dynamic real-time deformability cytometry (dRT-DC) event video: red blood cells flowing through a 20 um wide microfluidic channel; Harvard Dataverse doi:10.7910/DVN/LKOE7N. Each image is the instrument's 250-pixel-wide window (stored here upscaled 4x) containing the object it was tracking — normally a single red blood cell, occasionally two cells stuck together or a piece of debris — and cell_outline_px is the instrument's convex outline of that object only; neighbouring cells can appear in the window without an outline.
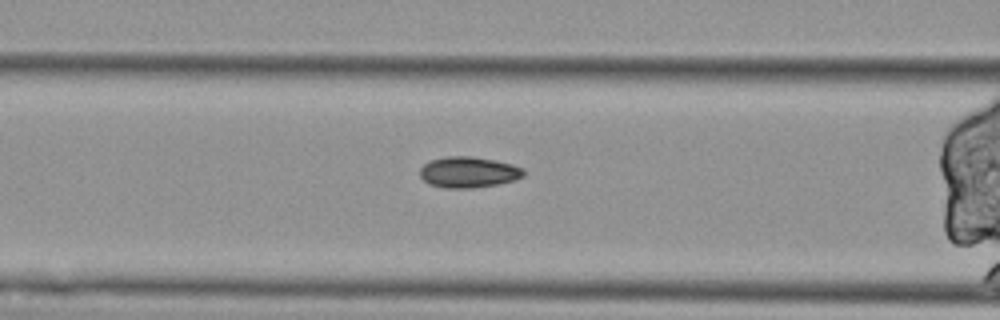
{"species": "Egyptian fruit bat (a non-hibernating species)", "species_latin": "Rousettus aegyptiacus", "temperature_condition": "cold", "stored_images_in_passage": 44, "segment_of_instrument_passage": [2, 2], "camera_frame_rate_fps": 3000, "um_per_image_px": 0.085, "animal": {"sex": "female"}, "frame": {"image": 1, "passage_image": 17, "time_ms": 5.333, "image_size_px": [1000, 320], "cell_outline_px": [[524, 176], [516, 180], [496, 184], [472, 188], [444, 188], [428, 184], [420, 176], [420, 168], [428, 160], [448, 156], [472, 156], [496, 160], [512, 164], [524, 168]], "centroid_in_image_um": [39.82, 14.63], "position_along_channel_um": 126.8, "area_um2": 18.9}}
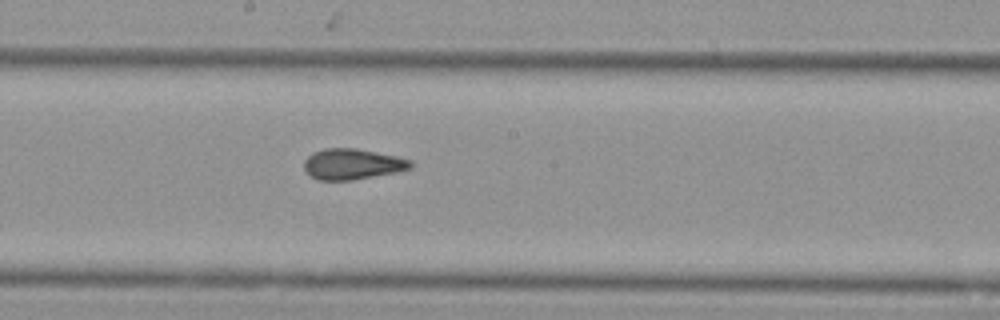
{"frame": {"image": 2, "passage_image": 25, "time_ms": 8.0, "image_size_px": [1000, 320], "cell_outline_px": [[412, 168], [396, 172], [352, 180], [316, 180], [304, 168], [304, 160], [312, 152], [324, 148], [356, 148], [396, 156], [412, 160]], "centroid_in_image_um": [29.94, 13.94], "position_along_channel_um": 218.3, "area_um2": 19.07}}
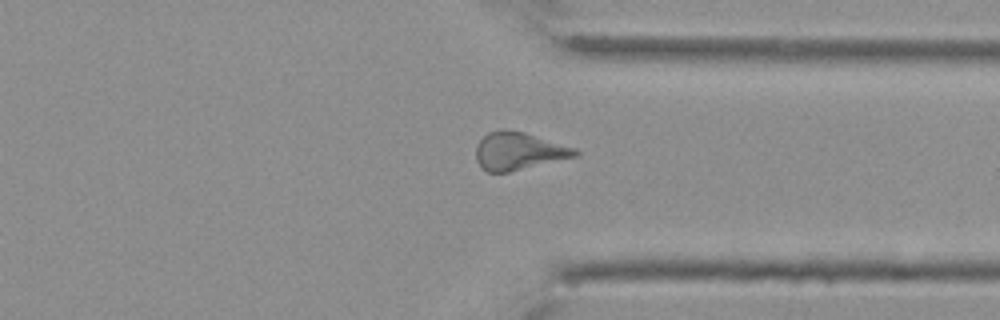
{"frame": {"image": 3, "passage_image": 38, "time_ms": 12.333, "image_size_px": [1000, 320], "cell_outline_px": [[580, 152], [576, 156], [508, 172], [488, 172], [480, 168], [476, 160], [476, 144], [488, 132], [500, 128], [504, 128], [524, 132], [576, 148]], "centroid_in_image_um": [44.04, 12.83], "position_along_channel_um": 367.4, "area_um2": 21.79}}